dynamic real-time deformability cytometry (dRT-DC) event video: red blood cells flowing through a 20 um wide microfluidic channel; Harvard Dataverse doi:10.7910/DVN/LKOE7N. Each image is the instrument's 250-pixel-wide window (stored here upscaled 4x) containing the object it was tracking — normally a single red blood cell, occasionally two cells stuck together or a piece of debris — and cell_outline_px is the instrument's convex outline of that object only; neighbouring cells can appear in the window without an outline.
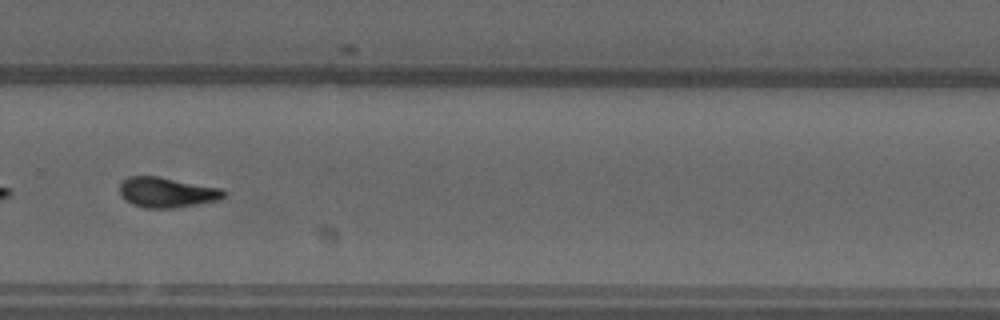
{"species": "common noctule bat (a hibernating species)", "species_latin": "Nyctalus noctula", "temperature_condition": "warm", "stored_images_in_passage": 41, "camera_frame_rate_fps": 3000, "um_per_image_px": 0.085, "animal": {"sex": "male", "forearm_length_mm": 52.5}, "frame": {"image": 1, "passage_image": 24, "time_ms": 7.667, "image_size_px": [1000, 320], "cell_outline_px": [[228, 196], [220, 200], [172, 208], [144, 208], [132, 204], [120, 196], [120, 180], [128, 176], [160, 176], [220, 188], [228, 192]], "centroid_in_image_um": [14.19, 16.34], "position_along_channel_um": 315.6, "area_um2": 18.61}, "authors_computed_cell_mechanics": {"area_um2": 18.0914, "velocity_mm_per_s": 3.7672, "shape_relaxation_time_tau1_ms": null, "shape_relaxation_time_tau2_ms": 3.6296, "deformation_change_tau1": null, "deformation_change_tau2": 0.1062}}